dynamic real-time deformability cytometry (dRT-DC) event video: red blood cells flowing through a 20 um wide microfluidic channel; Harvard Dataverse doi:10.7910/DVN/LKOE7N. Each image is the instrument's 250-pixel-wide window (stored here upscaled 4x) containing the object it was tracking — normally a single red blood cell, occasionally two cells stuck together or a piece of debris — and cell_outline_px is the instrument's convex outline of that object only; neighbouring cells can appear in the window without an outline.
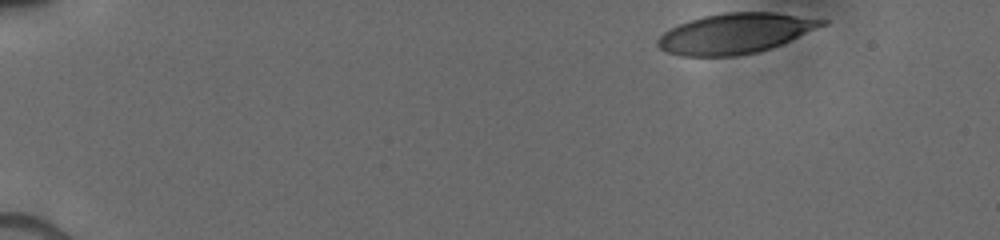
{"species": "human", "species_latin": "Homo sapiens", "temperature_condition": "cold", "stored_images_in_passage": 35, "camera_frame_rate_fps": 3000, "um_per_image_px": 0.085, "donor": {"sex": "male"}, "frame": {"image": 1, "passage_image": 1, "time_ms": 0.0, "image_size_px": [1000, 240], "cell_outline_px": [[828, 24], [780, 44], [756, 52], [736, 56], [684, 56], [668, 52], [660, 48], [656, 44], [656, 40], [668, 28], [688, 20], [704, 16], [724, 12], [772, 12], [828, 20]], "centroid_in_image_um": [62.46, 2.83], "position_along_channel_um": 22.5, "area_um2": 38.26}}
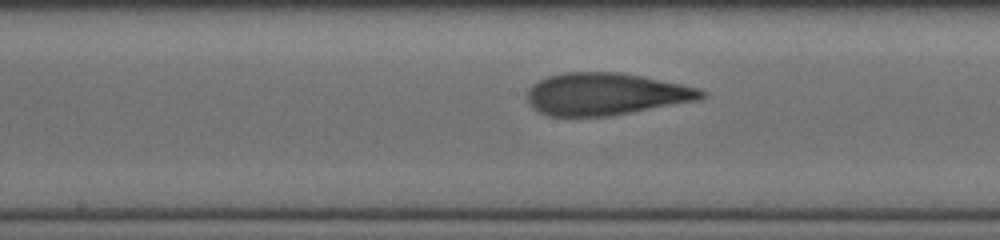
{"frame": {"image": 2, "passage_image": 20, "time_ms": 7.333, "image_size_px": [1000, 240], "cell_outline_px": [[708, 92], [704, 96], [696, 100], [612, 116], [548, 116], [540, 112], [528, 100], [528, 88], [532, 84], [548, 76], [564, 72], [616, 72], [644, 76], [700, 88]], "centroid_in_image_um": [51.5, 7.98], "position_along_channel_um": 196.7, "area_um2": 42.66}}
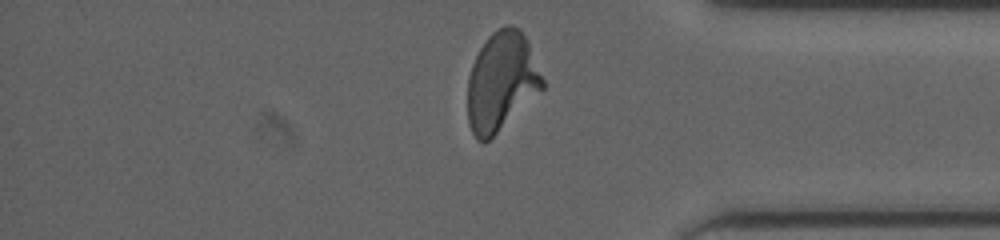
{"frame": {"image": 3, "passage_image": 35, "time_ms": 12.333, "image_size_px": [1000, 240], "cell_outline_px": [[544, 88], [484, 144], [476, 140], [468, 124], [468, 76], [472, 64], [480, 48], [488, 36], [492, 32], [508, 24], [512, 24], [520, 28], [528, 44], [544, 80]], "centroid_in_image_um": [42.6, 6.94], "position_along_channel_um": 392.6, "area_um2": 42.77}}